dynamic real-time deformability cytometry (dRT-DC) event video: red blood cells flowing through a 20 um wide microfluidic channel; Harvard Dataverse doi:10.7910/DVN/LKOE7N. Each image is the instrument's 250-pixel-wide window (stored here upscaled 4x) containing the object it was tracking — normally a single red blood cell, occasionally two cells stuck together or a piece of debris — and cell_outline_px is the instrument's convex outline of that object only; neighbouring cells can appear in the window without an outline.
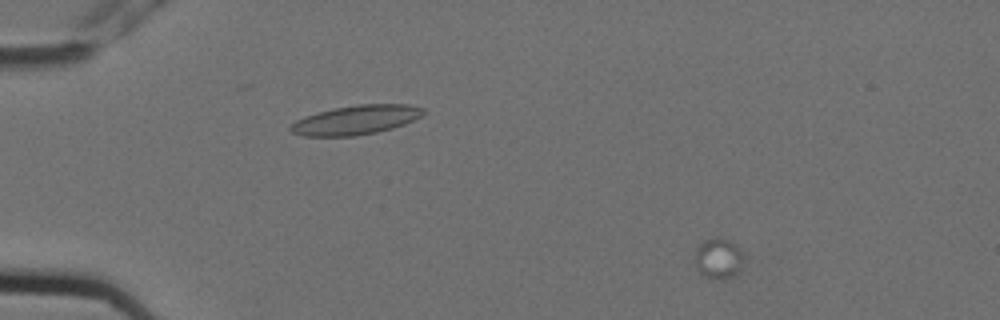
{"species": "Egyptian fruit bat (a non-hibernating species)", "species_latin": "Rousettus aegyptiacus", "temperature_condition": "cold", "stored_images_in_passage": 4, "camera_frame_rate_fps": 3000, "um_per_image_px": 0.085, "animal": {"sex": "female"}, "frame": {"image": 1, "passage_image": 2, "time_ms": 0.333, "image_size_px": [1000, 320], "cell_outline_px": [[744, 256], [740, 268], [732, 276], [712, 280], [704, 276], [696, 268], [696, 248], [704, 240], [720, 236], [736, 244], [740, 248]], "centroid_in_image_um": [61.07, 21.94], "position_along_channel_um": 23.9, "area_um2": 11.5}}